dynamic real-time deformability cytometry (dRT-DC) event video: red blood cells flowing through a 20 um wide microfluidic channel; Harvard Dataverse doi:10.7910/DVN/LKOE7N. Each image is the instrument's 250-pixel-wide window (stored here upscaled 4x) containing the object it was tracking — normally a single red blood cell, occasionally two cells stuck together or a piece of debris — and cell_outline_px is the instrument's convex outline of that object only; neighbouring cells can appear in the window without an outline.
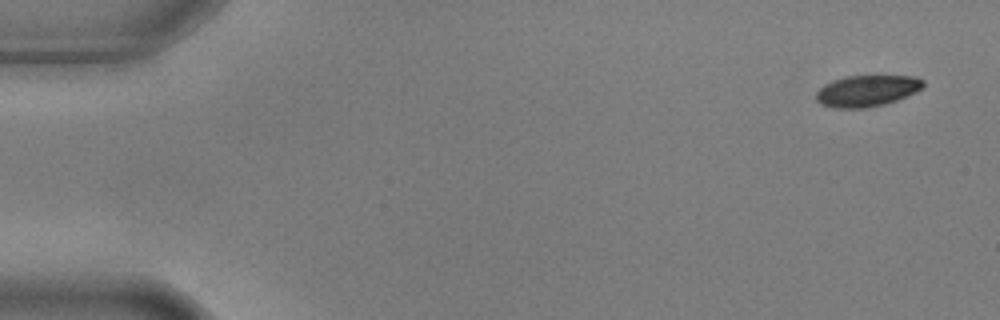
{"species": "common noctule bat (a hibernating species)", "species_latin": "Nyctalus noctula", "temperature_condition": "warm", "stored_images_in_passage": 4, "camera_frame_rate_fps": 3000, "um_per_image_px": 0.085, "animal": {"sex": "male", "body_mass_g": 17.9, "forearm_length_mm": 54.2}, "frame": {"image": 1, "passage_image": 1, "time_ms": 0.0, "image_size_px": [1000, 320], "cell_outline_px": [[924, 88], [916, 92], [896, 100], [884, 104], [864, 108], [832, 108], [820, 104], [816, 100], [816, 92], [824, 84], [832, 80], [844, 76], [916, 76], [924, 80]], "centroid_in_image_um": [73.68, 7.71], "position_along_channel_um": 11.3, "area_um2": 19.71}}
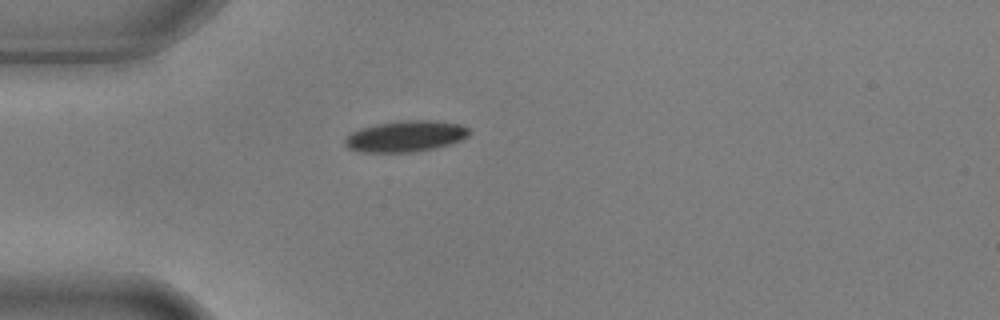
{"frame": {"image": 2, "passage_image": 4, "time_ms": 1.0, "image_size_px": [1000, 320], "cell_outline_px": [[468, 136], [460, 140], [436, 148], [412, 152], [360, 152], [348, 148], [344, 144], [344, 140], [352, 132], [360, 128], [376, 124], [400, 120], [436, 120], [460, 124], [468, 128]], "centroid_in_image_um": [34.46, 11.57], "position_along_channel_um": 50.5, "area_um2": 22.54}}